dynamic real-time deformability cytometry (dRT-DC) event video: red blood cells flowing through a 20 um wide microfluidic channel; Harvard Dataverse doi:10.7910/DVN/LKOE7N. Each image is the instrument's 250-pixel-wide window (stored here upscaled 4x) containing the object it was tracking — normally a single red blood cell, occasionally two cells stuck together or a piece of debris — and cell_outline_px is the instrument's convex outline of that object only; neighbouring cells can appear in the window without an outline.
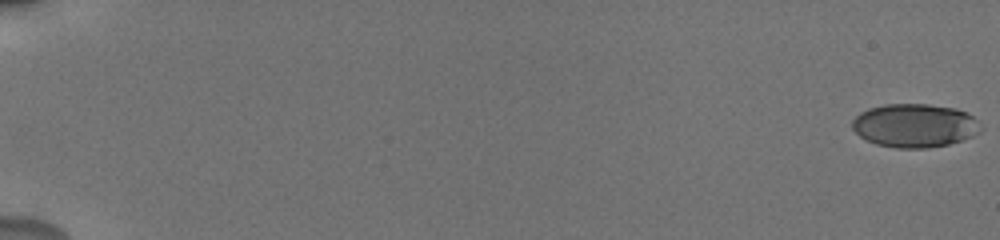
{"species": "human", "species_latin": "Homo sapiens", "temperature_condition": "cold", "stored_images_in_passage": 56, "camera_frame_rate_fps": 3000, "um_per_image_px": 0.085, "donor": {"sex": "male"}, "frame": {"image": 1, "passage_image": 1, "time_ms": 0.0, "image_size_px": [1000, 240], "cell_outline_px": [[984, 128], [980, 132], [972, 136], [948, 144], [928, 148], [896, 148], [876, 144], [860, 136], [852, 128], [852, 120], [860, 112], [868, 108], [884, 104], [928, 104], [956, 108], [972, 116]], "centroid_in_image_um": [77.74, 10.66], "position_along_channel_um": 7.3, "area_um2": 32.66}}
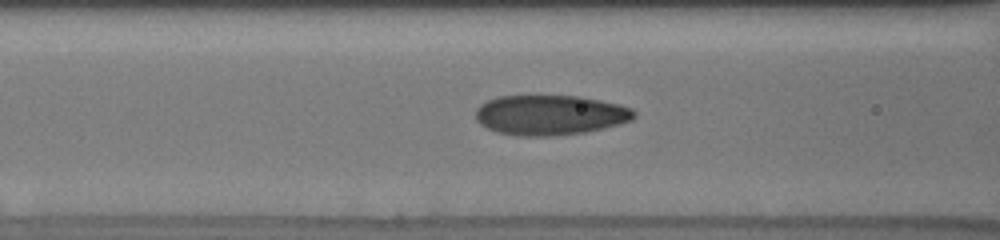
{"frame": {"image": 2, "passage_image": 26, "time_ms": 8.333, "image_size_px": [1000, 240], "cell_outline_px": [[636, 116], [632, 120], [620, 124], [604, 128], [584, 132], [552, 136], [516, 136], [496, 132], [480, 124], [476, 120], [476, 108], [480, 104], [488, 100], [500, 96], [580, 96], [620, 104], [632, 108], [636, 112]], "centroid_in_image_um": [46.77, 9.78], "position_along_channel_um": 119.8, "area_um2": 37.17}}
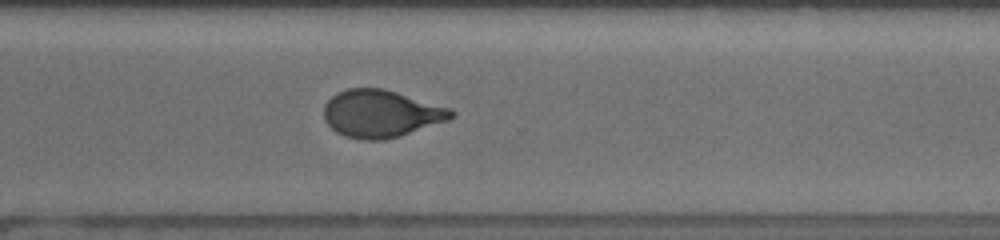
{"frame": {"image": 3, "passage_image": 43, "time_ms": 14.0, "image_size_px": [1000, 240], "cell_outline_px": [[456, 112], [448, 120], [400, 136], [384, 140], [364, 140], [344, 136], [336, 132], [324, 120], [324, 104], [332, 96], [348, 88], [384, 88], [452, 108]], "centroid_in_image_um": [32.39, 9.66], "position_along_channel_um": 338.2, "area_um2": 35.26}, "authors_computed_cell_mechanics": {"area_um2": 34.9979, "velocity_mm_per_s": 3.8586, "shape_relaxation_time_tau1_ms": 4.3, "shape_relaxation_time_tau2_ms": 0.8201, "deformation_change_tau1": 0.1732, "deformation_change_tau2": 0.0541}}